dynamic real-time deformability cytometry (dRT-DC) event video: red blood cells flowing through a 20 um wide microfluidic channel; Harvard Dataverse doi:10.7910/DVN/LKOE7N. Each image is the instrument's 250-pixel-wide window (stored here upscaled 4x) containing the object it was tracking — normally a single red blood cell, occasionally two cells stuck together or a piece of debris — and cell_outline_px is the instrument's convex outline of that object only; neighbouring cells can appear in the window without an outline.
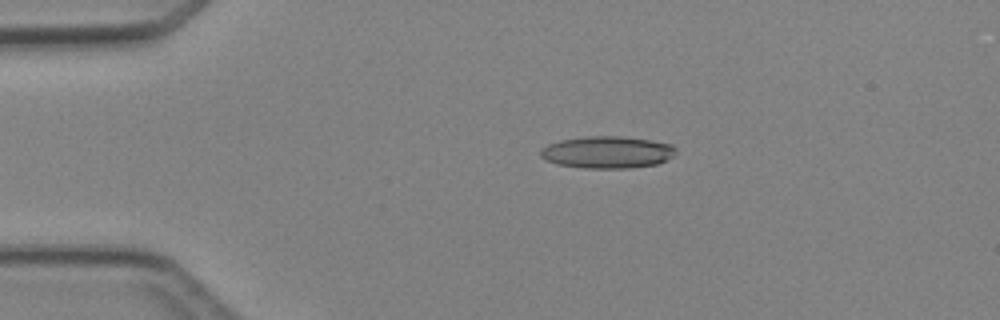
{"species": "Egyptian fruit bat (a non-hibernating species)", "species_latin": "Rousettus aegyptiacus", "temperature_condition": "cold", "stored_images_in_passage": 2, "camera_frame_rate_fps": 3000, "um_per_image_px": 0.085, "animal": {"sex": "female"}, "frame": {"image": 1, "passage_image": 1, "time_ms": 0.0, "image_size_px": [1000, 320], "cell_outline_px": [[676, 156], [668, 160], [656, 164], [628, 168], [584, 168], [556, 164], [540, 156], [540, 148], [548, 144], [560, 140], [588, 136], [620, 136], [652, 140], [672, 144], [676, 148]], "centroid_in_image_um": [51.65, 12.93], "position_along_channel_um": 33.3, "area_um2": 25.49}}